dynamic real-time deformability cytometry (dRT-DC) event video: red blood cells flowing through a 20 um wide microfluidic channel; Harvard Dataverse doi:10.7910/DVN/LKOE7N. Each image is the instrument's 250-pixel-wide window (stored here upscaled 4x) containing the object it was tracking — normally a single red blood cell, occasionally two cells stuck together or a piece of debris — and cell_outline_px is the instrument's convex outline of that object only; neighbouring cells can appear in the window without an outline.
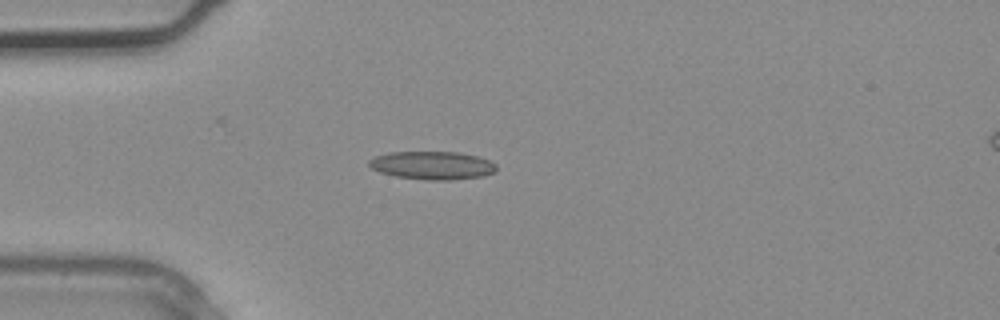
{"species": "common noctule bat (a hibernating species)", "species_latin": "Nyctalus noctula", "temperature_condition": "warm", "stored_images_in_passage": 2, "camera_frame_rate_fps": 3000, "um_per_image_px": 0.085, "animal": {"sex": "male", "body_mass_g": 20.4}, "frame": {"image": 1, "passage_image": 2, "time_ms": 0.333, "image_size_px": [1000, 320], "cell_outline_px": [[496, 172], [484, 176], [452, 180], [428, 180], [396, 176], [380, 172], [372, 168], [368, 164], [368, 160], [376, 156], [388, 152], [456, 152], [476, 156], [488, 160], [496, 164]], "centroid_in_image_um": [36.76, 14.06], "position_along_channel_um": 48.2, "area_um2": 20.87}}